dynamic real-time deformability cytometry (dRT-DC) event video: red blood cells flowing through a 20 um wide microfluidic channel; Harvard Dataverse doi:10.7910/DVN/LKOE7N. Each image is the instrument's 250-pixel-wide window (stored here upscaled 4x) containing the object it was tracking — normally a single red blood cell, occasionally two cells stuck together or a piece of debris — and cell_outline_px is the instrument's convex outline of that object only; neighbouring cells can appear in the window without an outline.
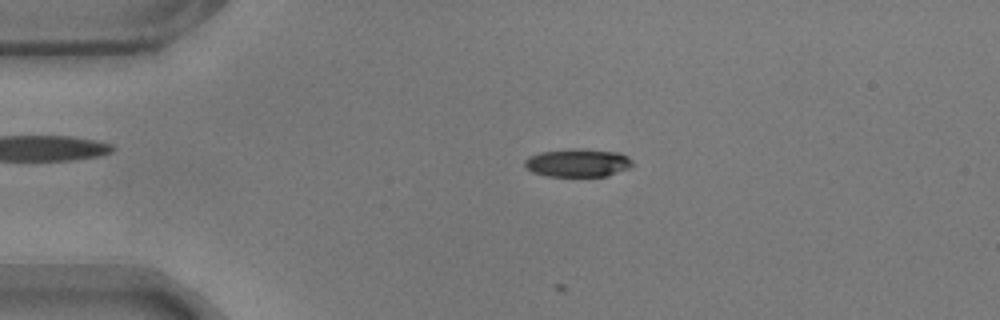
{"species": "common noctule bat (a hibernating species)", "species_latin": "Nyctalus noctula", "temperature_condition": "warm", "stored_images_in_passage": 15, "camera_frame_rate_fps": 3000, "um_per_image_px": 0.085, "animal": {"sex": "male", "body_mass_g": 17.9}, "frame": {"image": 1, "passage_image": 12, "time_ms": 3.667, "image_size_px": [1000, 320], "cell_outline_px": [[632, 164], [628, 168], [608, 176], [548, 176], [532, 172], [524, 168], [524, 160], [528, 156], [540, 152], [572, 148], [580, 148], [620, 152], [628, 156], [632, 160]], "centroid_in_image_um": [49.08, 13.83], "position_along_channel_um": 35.9, "area_um2": 17.92}}